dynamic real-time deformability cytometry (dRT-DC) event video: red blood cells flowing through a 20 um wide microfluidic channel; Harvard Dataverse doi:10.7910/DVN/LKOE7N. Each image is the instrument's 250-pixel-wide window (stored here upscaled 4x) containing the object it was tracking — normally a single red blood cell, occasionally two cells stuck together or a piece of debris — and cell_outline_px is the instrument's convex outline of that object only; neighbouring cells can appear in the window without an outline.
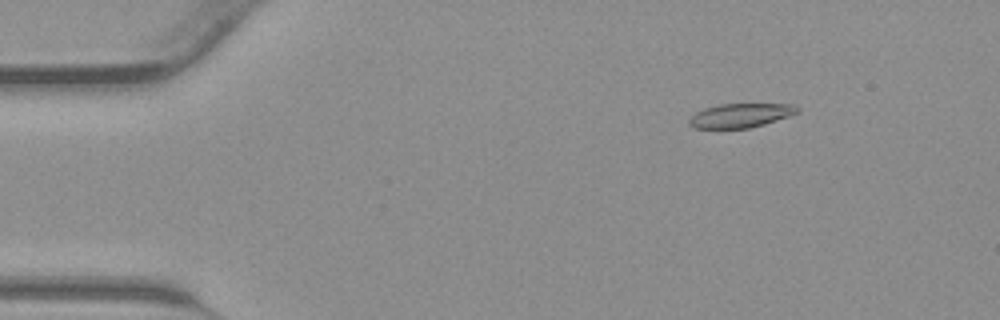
{"species": "common noctule bat (a hibernating species)", "species_latin": "Nyctalus noctula", "temperature_condition": "warm", "stored_images_in_passage": 12, "camera_frame_rate_fps": 3000, "um_per_image_px": 0.085, "animal": {"sex": "male", "body_mass_g": 23.1, "forearm_length_mm": 52.7}, "frame": {"image": 1, "passage_image": 6, "time_ms": 1.667, "image_size_px": [1000, 320], "cell_outline_px": [[800, 112], [764, 124], [748, 128], [696, 128], [688, 124], [688, 120], [696, 112], [704, 108], [720, 104], [796, 104], [800, 108]], "centroid_in_image_um": [62.97, 9.8], "position_along_channel_um": 22.0, "area_um2": 15.14}}